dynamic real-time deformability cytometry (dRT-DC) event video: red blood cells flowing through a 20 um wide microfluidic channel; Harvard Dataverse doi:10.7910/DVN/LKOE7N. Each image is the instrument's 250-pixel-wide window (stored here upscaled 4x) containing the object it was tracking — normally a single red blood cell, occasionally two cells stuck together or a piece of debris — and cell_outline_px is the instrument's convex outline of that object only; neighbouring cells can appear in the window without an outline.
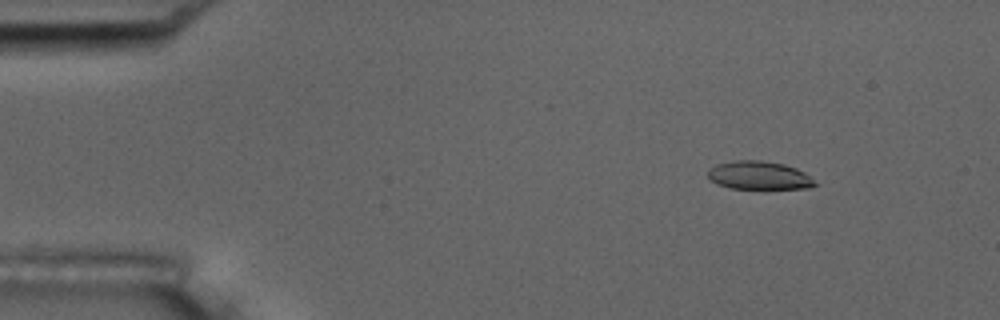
{"species": "common noctule bat (a hibernating species)", "species_latin": "Nyctalus noctula", "temperature_condition": "room temperature", "stored_images_in_passage": 56, "camera_frame_rate_fps": 3000, "um_per_image_px": 0.085, "animal": {"sex": "male", "body_mass_g": 17.5, "forearm_length_mm": 52.3}, "frame": {"image": 1, "passage_image": 7, "time_ms": 2.0, "image_size_px": [1000, 320], "cell_outline_px": [[820, 184], [808, 188], [764, 192], [728, 188], [716, 184], [708, 176], [708, 168], [716, 164], [736, 160], [760, 160], [784, 164], [796, 168], [804, 172]], "centroid_in_image_um": [64.56, 14.98], "position_along_channel_um": 20.4, "area_um2": 18.84}}
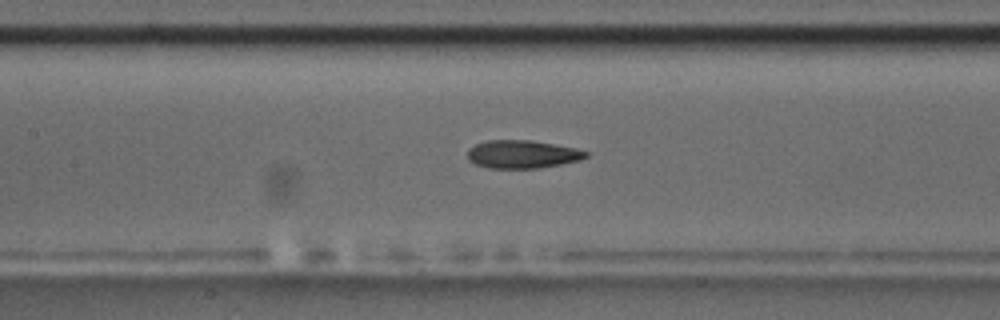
{"frame": {"image": 2, "passage_image": 26, "time_ms": 8.333, "image_size_px": [1000, 320], "cell_outline_px": [[588, 156], [580, 160], [540, 168], [488, 168], [476, 164], [468, 160], [468, 148], [476, 144], [488, 140], [532, 140], [556, 144], [576, 148], [588, 152]], "centroid_in_image_um": [44.4, 13.1], "position_along_channel_um": 163.0, "area_um2": 19.42}}
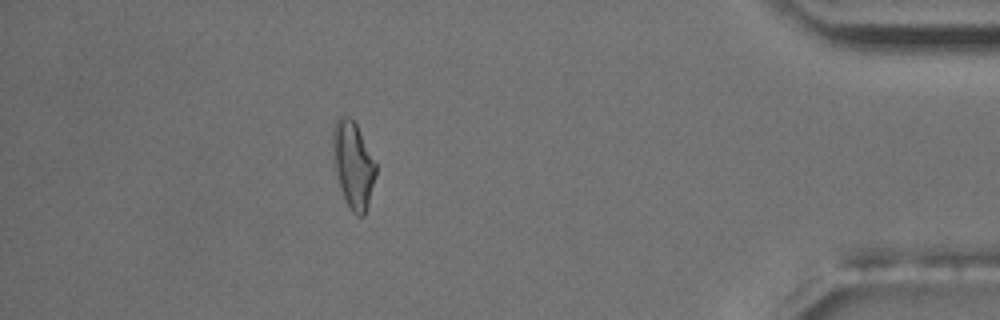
{"frame": {"image": 3, "passage_image": 50, "time_ms": 16.333, "image_size_px": [1000, 320], "cell_outline_px": [[376, 176], [368, 204], [364, 216], [360, 216], [352, 212], [340, 188], [336, 172], [332, 152], [332, 128], [336, 120], [344, 112], [356, 124], [376, 164]], "centroid_in_image_um": [30.0, 13.96], "position_along_channel_um": 405.2, "area_um2": 21.56}, "authors_computed_cell_mechanics": {"area_um2": 19.4786, "velocity_mm_per_s": 3.6066, "shape_relaxation_time_tau1_ms": null, "shape_relaxation_time_tau2_ms": 3.1014, "deformation_change_tau1": null, "deformation_change_tau2": 0.1225}}